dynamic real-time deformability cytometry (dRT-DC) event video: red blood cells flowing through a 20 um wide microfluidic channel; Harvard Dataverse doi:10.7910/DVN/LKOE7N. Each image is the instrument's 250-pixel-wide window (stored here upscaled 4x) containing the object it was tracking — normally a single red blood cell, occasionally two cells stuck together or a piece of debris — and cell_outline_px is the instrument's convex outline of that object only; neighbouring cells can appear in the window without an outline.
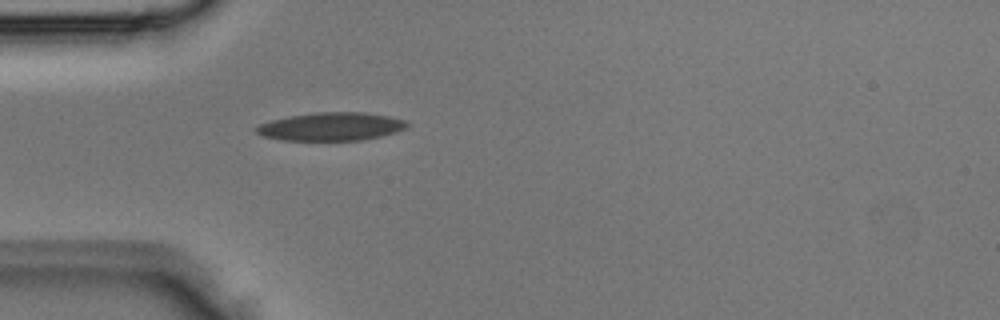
{"species": "Egyptian fruit bat (a non-hibernating species)", "species_latin": "Rousettus aegyptiacus", "temperature_condition": "room temperature", "stored_images_in_passage": 1, "camera_frame_rate_fps": 3000, "um_per_image_px": 0.085, "animal": {"sex": "male"}, "frame": {"image": 1, "passage_image": 1, "time_ms": 0.0, "image_size_px": [1000, 320], "cell_outline_px": [[408, 128], [396, 132], [364, 140], [280, 140], [260, 136], [252, 128], [260, 124], [272, 120], [288, 116], [312, 112], [364, 112], [388, 116], [408, 120]], "centroid_in_image_um": [28.13, 10.75], "position_along_channel_um": 56.9, "area_um2": 25.09}}